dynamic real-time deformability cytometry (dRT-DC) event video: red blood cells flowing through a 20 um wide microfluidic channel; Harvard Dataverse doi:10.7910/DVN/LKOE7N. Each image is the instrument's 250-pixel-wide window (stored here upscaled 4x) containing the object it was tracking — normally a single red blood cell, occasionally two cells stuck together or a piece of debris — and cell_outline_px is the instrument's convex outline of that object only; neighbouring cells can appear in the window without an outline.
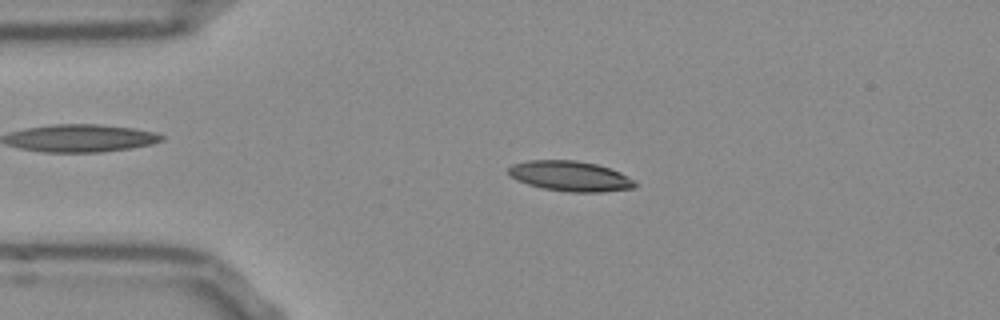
{"species": "Egyptian fruit bat (a non-hibernating species)", "species_latin": "Rousettus aegyptiacus", "temperature_condition": "room temperature", "stored_images_in_passage": 47, "camera_frame_rate_fps": 3000, "um_per_image_px": 0.085, "frame": {"image": 1, "passage_image": 6, "time_ms": 1.667, "image_size_px": [1000, 320], "cell_outline_px": [[640, 184], [632, 188], [600, 192], [568, 192], [544, 188], [528, 184], [516, 180], [508, 176], [508, 168], [512, 164], [528, 160], [576, 160], [596, 164], [620, 172], [636, 180]], "centroid_in_image_um": [48.47, 14.97], "position_along_channel_um": 36.5, "area_um2": 22.43}}
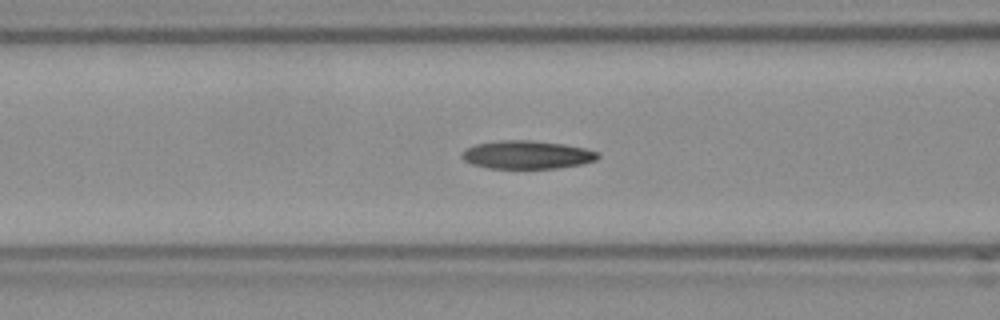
{"frame": {"image": 2, "passage_image": 15, "time_ms": 4.667, "image_size_px": [1000, 320], "cell_outline_px": [[600, 156], [596, 160], [584, 164], [556, 168], [488, 168], [472, 164], [464, 160], [460, 156], [468, 148], [476, 144], [500, 140], [528, 140], [564, 144], [584, 148], [600, 152]], "centroid_in_image_um": [44.84, 13.16], "position_along_channel_um": 121.8, "area_um2": 22.31}}
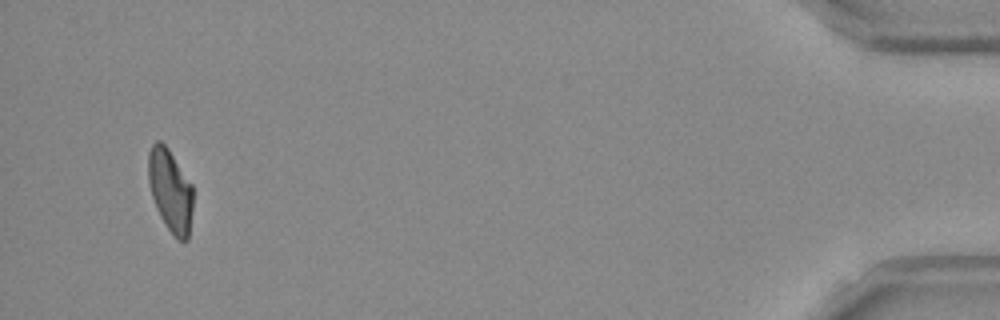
{"frame": {"image": 3, "passage_image": 45, "time_ms": 14.667, "image_size_px": [1000, 320], "cell_outline_px": [[192, 208], [188, 240], [176, 240], [160, 216], [156, 208], [152, 196], [148, 180], [148, 152], [152, 144], [156, 140], [160, 140], [168, 148], [192, 184]], "centroid_in_image_um": [14.46, 16.18], "position_along_channel_um": 420.7, "area_um2": 21.5}, "authors_computed_cell_mechanics": {"area_um2": 22.1374, "velocity_mm_per_s": 3.823, "shape_relaxation_time_tau1_ms": null, "shape_relaxation_time_tau2_ms": 8.5742, "deformation_change_tau1": null, "deformation_change_tau2": 0.1951}}